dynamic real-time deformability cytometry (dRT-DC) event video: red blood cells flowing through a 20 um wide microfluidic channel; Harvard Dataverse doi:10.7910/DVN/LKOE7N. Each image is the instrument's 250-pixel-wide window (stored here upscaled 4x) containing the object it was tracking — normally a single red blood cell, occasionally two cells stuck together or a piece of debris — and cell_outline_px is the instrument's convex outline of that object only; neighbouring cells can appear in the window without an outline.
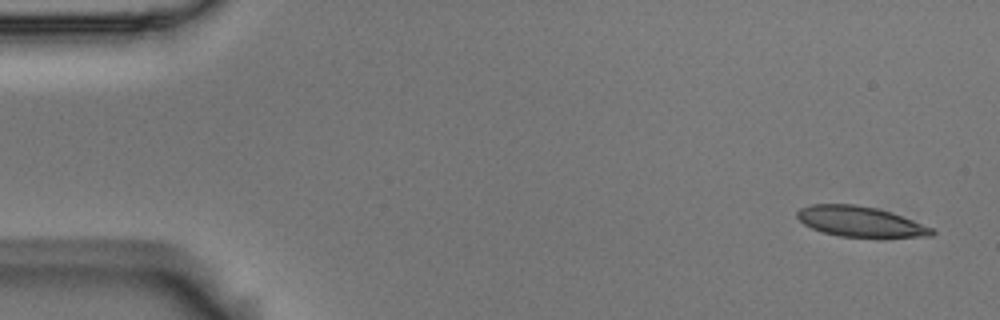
{"species": "Egyptian fruit bat (a non-hibernating species)", "species_latin": "Rousettus aegyptiacus", "temperature_condition": "room temperature", "stored_images_in_passage": 5, "camera_frame_rate_fps": 3000, "um_per_image_px": 0.085, "animal": {"sex": "male"}, "frame": {"image": 1, "passage_image": 1, "time_ms": 0.0, "image_size_px": [1000, 320], "cell_outline_px": [[936, 232], [932, 236], [840, 236], [824, 232], [812, 228], [804, 224], [796, 216], [796, 212], [800, 208], [812, 204], [856, 204], [876, 208], [892, 212], [932, 228]], "centroid_in_image_um": [73.08, 18.81], "position_along_channel_um": 11.9, "area_um2": 23.35}}